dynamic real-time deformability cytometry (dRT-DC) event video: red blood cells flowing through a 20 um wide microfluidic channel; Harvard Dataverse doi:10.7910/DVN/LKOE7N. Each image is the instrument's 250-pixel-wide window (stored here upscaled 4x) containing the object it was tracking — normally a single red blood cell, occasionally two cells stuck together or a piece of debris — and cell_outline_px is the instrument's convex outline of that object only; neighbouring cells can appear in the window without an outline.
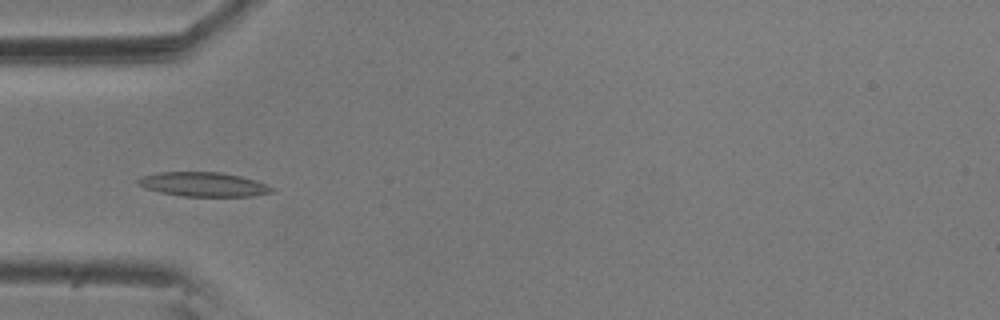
{"species": "common noctule bat (a hibernating species)", "species_latin": "Nyctalus noctula", "temperature_condition": "room temperature", "stored_images_in_passage": 7, "camera_frame_rate_fps": 3000, "um_per_image_px": 0.085, "animal": {"sex": "male", "body_mass_g": 20.5, "forearm_length_mm": 52.5}, "frame": {"image": 1, "passage_image": 6, "time_ms": 1.667, "image_size_px": [1000, 320], "cell_outline_px": [[276, 192], [252, 196], [184, 196], [160, 192], [144, 188], [136, 184], [136, 180], [140, 176], [160, 172], [220, 172], [240, 176], [256, 180], [276, 188]], "centroid_in_image_um": [17.3, 15.67], "position_along_channel_um": 67.7, "area_um2": 19.13}}
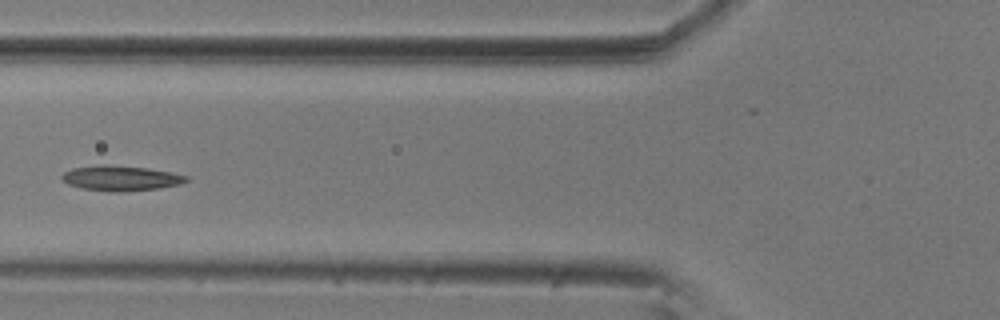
{"frame": {"image": 2, "passage_image": 7, "time_ms": 2.0, "image_size_px": [1000, 320], "cell_outline_px": [[188, 180], [180, 184], [160, 188], [120, 192], [108, 192], [80, 188], [68, 184], [60, 176], [64, 172], [72, 168], [100, 164], [108, 164], [148, 168], [172, 172], [188, 176]], "centroid_in_image_um": [10.25, 15.14], "position_along_channel_um": 115.5, "area_um2": 18.44}}